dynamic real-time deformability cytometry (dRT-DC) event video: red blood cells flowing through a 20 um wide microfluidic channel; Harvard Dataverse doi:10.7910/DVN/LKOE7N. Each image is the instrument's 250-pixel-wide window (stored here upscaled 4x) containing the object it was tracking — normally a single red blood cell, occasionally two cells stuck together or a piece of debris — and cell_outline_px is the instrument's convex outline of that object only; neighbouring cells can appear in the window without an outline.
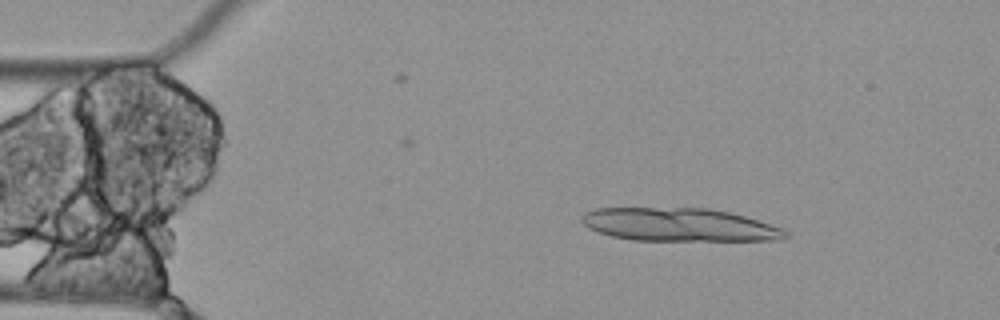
{"species": "Egyptian fruit bat (a non-hibernating species)", "species_latin": "Rousettus aegyptiacus", "temperature_condition": "cold", "stored_images_in_passage": 13, "camera_frame_rate_fps": 3000, "um_per_image_px": 0.085, "animal": {"sex": "female"}, "frame": {"image": 1, "passage_image": 1, "time_ms": 0.0, "image_size_px": [1000, 320], "cell_outline_px": [[788, 236], [780, 240], [632, 240], [612, 236], [588, 228], [580, 220], [580, 216], [584, 212], [596, 208], [708, 208], [728, 212], [744, 216], [784, 228], [788, 232]], "centroid_in_image_um": [57.72, 19.1], "position_along_channel_um": 27.3, "area_um2": 39.36}}
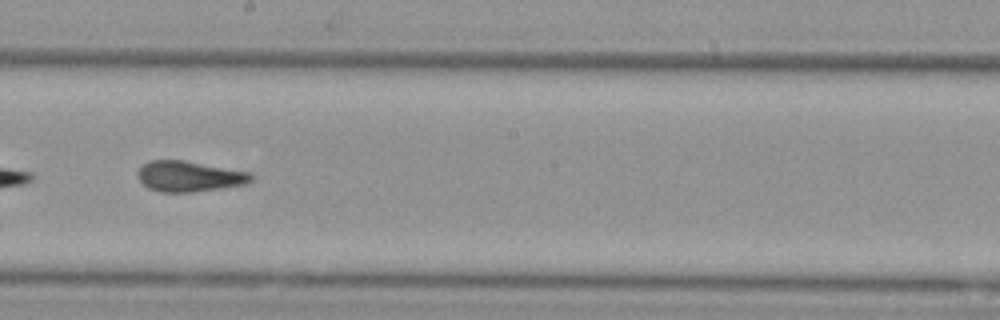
{"frame": {"image": 2, "passage_image": 7, "time_ms": 2.0, "image_size_px": [1000, 320], "cell_outline_px": [[252, 180], [248, 184], [192, 192], [160, 192], [148, 188], [140, 180], [136, 172], [144, 164], [152, 160], [184, 160], [252, 172]], "centroid_in_image_um": [16.11, 14.99], "position_along_channel_um": 232.1, "area_um2": 20.29}}
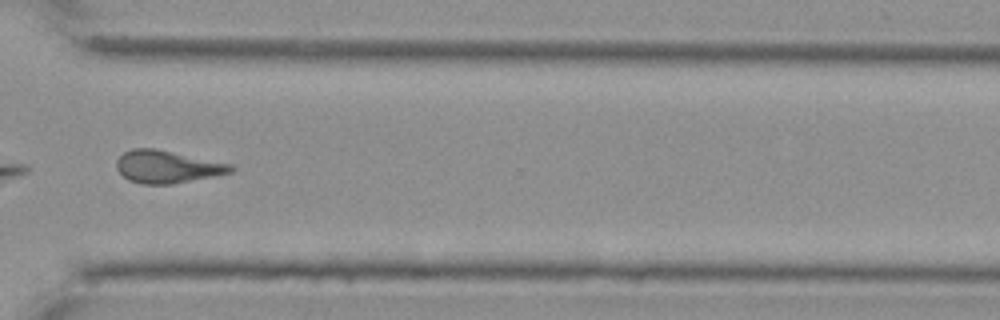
{"frame": {"image": 3, "passage_image": 10, "time_ms": 3.0, "image_size_px": [1000, 320], "cell_outline_px": [[236, 168], [232, 172], [172, 184], [144, 184], [128, 180], [116, 168], [116, 160], [124, 152], [132, 148], [156, 148], [232, 164]], "centroid_in_image_um": [14.2, 14.16], "position_along_channel_um": 356.4, "area_um2": 21.62}}